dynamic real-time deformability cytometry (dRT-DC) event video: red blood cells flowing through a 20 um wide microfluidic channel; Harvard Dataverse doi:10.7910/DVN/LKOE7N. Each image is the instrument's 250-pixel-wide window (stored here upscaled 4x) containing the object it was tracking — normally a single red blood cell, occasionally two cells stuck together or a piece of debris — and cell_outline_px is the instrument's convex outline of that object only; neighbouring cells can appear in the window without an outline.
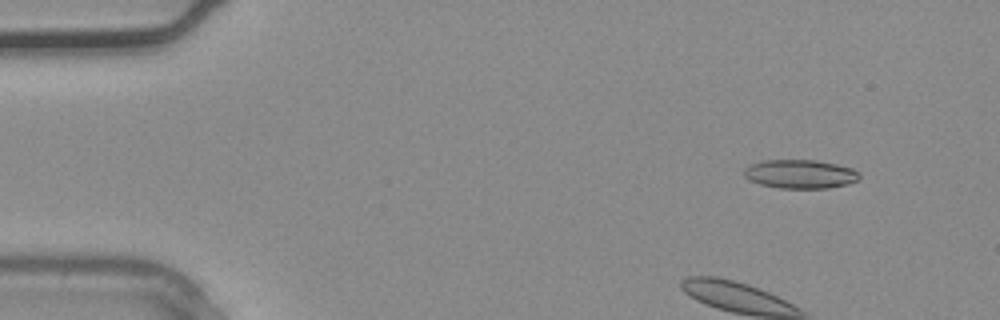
{"species": "common noctule bat (a hibernating species)", "species_latin": "Nyctalus noctula", "temperature_condition": "warm", "stored_images_in_passage": 3, "camera_frame_rate_fps": 3000, "um_per_image_px": 0.085, "animal": {"sex": "male", "body_mass_g": 20.4}, "frame": {"image": 1, "passage_image": 1, "time_ms": 0.0, "image_size_px": [1000, 320], "cell_outline_px": [[860, 176], [856, 180], [848, 184], [828, 188], [780, 188], [760, 184], [748, 180], [744, 176], [744, 168], [752, 164], [764, 160], [816, 160], [836, 164], [852, 168], [860, 172]], "centroid_in_image_um": [68.01, 14.79], "position_along_channel_um": 17.0, "area_um2": 19.36}}